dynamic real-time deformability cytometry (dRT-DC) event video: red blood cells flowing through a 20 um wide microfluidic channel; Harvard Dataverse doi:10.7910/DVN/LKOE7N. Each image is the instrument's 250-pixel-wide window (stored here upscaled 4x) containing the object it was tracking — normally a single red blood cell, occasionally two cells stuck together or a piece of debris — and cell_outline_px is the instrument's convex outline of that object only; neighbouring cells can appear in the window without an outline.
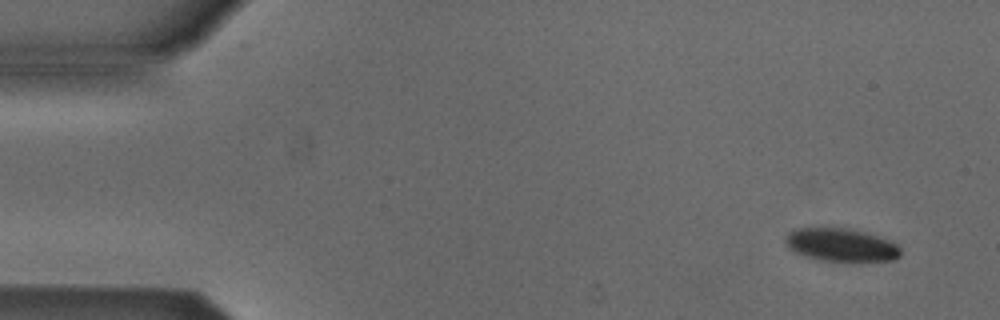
{"species": "Egyptian fruit bat (a non-hibernating species)", "species_latin": "Rousettus aegyptiacus", "temperature_condition": "cold", "stored_images_in_passage": 5, "camera_frame_rate_fps": 3000, "um_per_image_px": 0.085, "animal": {"sex": "male"}, "frame": {"image": 1, "passage_image": 1, "time_ms": 0.0, "image_size_px": [1000, 320], "cell_outline_px": [[900, 256], [896, 260], [848, 264], [820, 260], [804, 256], [792, 252], [788, 248], [784, 240], [784, 236], [792, 228], [844, 228], [864, 232], [880, 236], [892, 240], [900, 248]], "centroid_in_image_um": [71.5, 20.86], "position_along_channel_um": 13.5, "area_um2": 23.35}}
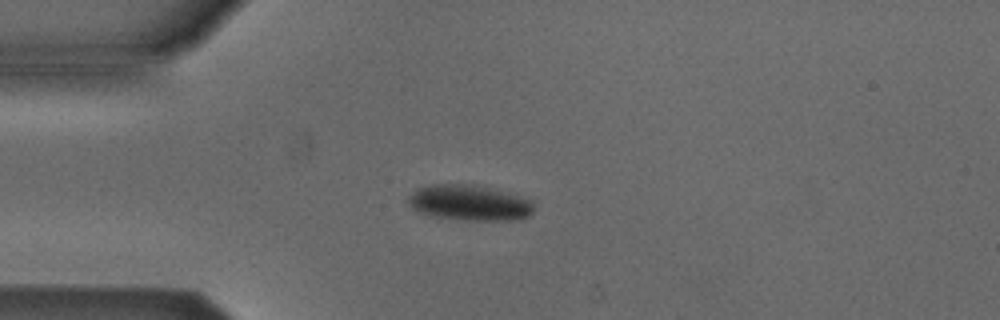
{"frame": {"image": 2, "passage_image": 3, "time_ms": 3.333, "image_size_px": [1000, 320], "cell_outline_px": [[536, 208], [528, 216], [520, 220], [468, 220], [432, 216], [420, 212], [412, 208], [408, 204], [408, 196], [412, 192], [420, 188], [432, 184], [472, 184], [488, 188], [532, 200]], "centroid_in_image_um": [39.91, 17.25], "position_along_channel_um": 45.1, "area_um2": 25.89}}
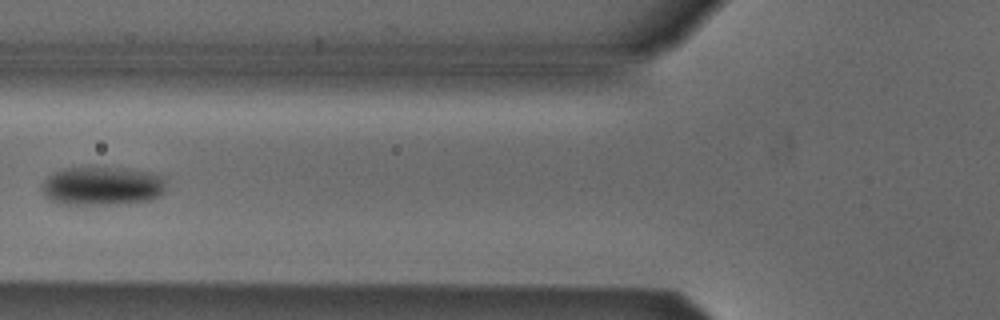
{"frame": {"image": 3, "passage_image": 5, "time_ms": 5.667, "image_size_px": [1000, 320], "cell_outline_px": [[164, 192], [160, 196], [152, 200], [112, 204], [60, 204], [48, 200], [44, 192], [44, 180], [56, 172], [64, 168], [124, 168], [148, 172], [164, 176]], "centroid_in_image_um": [8.72, 15.82], "position_along_channel_um": 117.1, "area_um2": 27.74}}